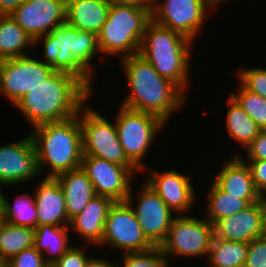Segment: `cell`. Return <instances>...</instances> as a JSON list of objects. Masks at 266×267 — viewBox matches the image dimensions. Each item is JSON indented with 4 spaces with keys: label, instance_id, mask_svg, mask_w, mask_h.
Returning <instances> with one entry per match:
<instances>
[{
    "label": "cell",
    "instance_id": "cell-6",
    "mask_svg": "<svg viewBox=\"0 0 266 267\" xmlns=\"http://www.w3.org/2000/svg\"><path fill=\"white\" fill-rule=\"evenodd\" d=\"M50 34L56 38V47L60 49L57 56V71L70 73L80 79L93 92L95 75L92 60L101 52L97 35L93 32L78 30L67 24L52 29Z\"/></svg>",
    "mask_w": 266,
    "mask_h": 267
},
{
    "label": "cell",
    "instance_id": "cell-9",
    "mask_svg": "<svg viewBox=\"0 0 266 267\" xmlns=\"http://www.w3.org/2000/svg\"><path fill=\"white\" fill-rule=\"evenodd\" d=\"M213 237L214 226L207 219L180 214L173 219L166 239L159 247L170 264L172 256H208Z\"/></svg>",
    "mask_w": 266,
    "mask_h": 267
},
{
    "label": "cell",
    "instance_id": "cell-23",
    "mask_svg": "<svg viewBox=\"0 0 266 267\" xmlns=\"http://www.w3.org/2000/svg\"><path fill=\"white\" fill-rule=\"evenodd\" d=\"M60 183L66 202L69 221L88 205L96 196L93 184L87 174L80 168L63 172L55 177Z\"/></svg>",
    "mask_w": 266,
    "mask_h": 267
},
{
    "label": "cell",
    "instance_id": "cell-38",
    "mask_svg": "<svg viewBox=\"0 0 266 267\" xmlns=\"http://www.w3.org/2000/svg\"><path fill=\"white\" fill-rule=\"evenodd\" d=\"M256 190L266 197V160H246ZM248 162V163H247Z\"/></svg>",
    "mask_w": 266,
    "mask_h": 267
},
{
    "label": "cell",
    "instance_id": "cell-16",
    "mask_svg": "<svg viewBox=\"0 0 266 267\" xmlns=\"http://www.w3.org/2000/svg\"><path fill=\"white\" fill-rule=\"evenodd\" d=\"M38 159L31 135L0 145V187L13 186L37 178ZM37 176V177H36Z\"/></svg>",
    "mask_w": 266,
    "mask_h": 267
},
{
    "label": "cell",
    "instance_id": "cell-42",
    "mask_svg": "<svg viewBox=\"0 0 266 267\" xmlns=\"http://www.w3.org/2000/svg\"><path fill=\"white\" fill-rule=\"evenodd\" d=\"M86 267H119L118 262L113 263L107 261L105 258L100 257V258H93L90 256V259L88 260Z\"/></svg>",
    "mask_w": 266,
    "mask_h": 267
},
{
    "label": "cell",
    "instance_id": "cell-31",
    "mask_svg": "<svg viewBox=\"0 0 266 267\" xmlns=\"http://www.w3.org/2000/svg\"><path fill=\"white\" fill-rule=\"evenodd\" d=\"M239 91L231 96L253 119L261 130H266V99L258 94L246 90L241 84Z\"/></svg>",
    "mask_w": 266,
    "mask_h": 267
},
{
    "label": "cell",
    "instance_id": "cell-26",
    "mask_svg": "<svg viewBox=\"0 0 266 267\" xmlns=\"http://www.w3.org/2000/svg\"><path fill=\"white\" fill-rule=\"evenodd\" d=\"M1 192L0 211L3 221L16 225L35 229L37 226V209L34 194L24 193L16 195L12 205Z\"/></svg>",
    "mask_w": 266,
    "mask_h": 267
},
{
    "label": "cell",
    "instance_id": "cell-4",
    "mask_svg": "<svg viewBox=\"0 0 266 267\" xmlns=\"http://www.w3.org/2000/svg\"><path fill=\"white\" fill-rule=\"evenodd\" d=\"M193 43L180 33L151 20L143 35L139 55L162 77L174 82L186 93L190 84Z\"/></svg>",
    "mask_w": 266,
    "mask_h": 267
},
{
    "label": "cell",
    "instance_id": "cell-15",
    "mask_svg": "<svg viewBox=\"0 0 266 267\" xmlns=\"http://www.w3.org/2000/svg\"><path fill=\"white\" fill-rule=\"evenodd\" d=\"M12 19L35 41L66 21V0H25Z\"/></svg>",
    "mask_w": 266,
    "mask_h": 267
},
{
    "label": "cell",
    "instance_id": "cell-8",
    "mask_svg": "<svg viewBox=\"0 0 266 267\" xmlns=\"http://www.w3.org/2000/svg\"><path fill=\"white\" fill-rule=\"evenodd\" d=\"M95 108L84 105L79 111L83 156H95L123 166H135L125 155L115 122Z\"/></svg>",
    "mask_w": 266,
    "mask_h": 267
},
{
    "label": "cell",
    "instance_id": "cell-20",
    "mask_svg": "<svg viewBox=\"0 0 266 267\" xmlns=\"http://www.w3.org/2000/svg\"><path fill=\"white\" fill-rule=\"evenodd\" d=\"M35 188L34 197L37 209V226H69L66 213V200L56 178L44 177Z\"/></svg>",
    "mask_w": 266,
    "mask_h": 267
},
{
    "label": "cell",
    "instance_id": "cell-22",
    "mask_svg": "<svg viewBox=\"0 0 266 267\" xmlns=\"http://www.w3.org/2000/svg\"><path fill=\"white\" fill-rule=\"evenodd\" d=\"M110 0H66V23L98 35L108 18Z\"/></svg>",
    "mask_w": 266,
    "mask_h": 267
},
{
    "label": "cell",
    "instance_id": "cell-33",
    "mask_svg": "<svg viewBox=\"0 0 266 267\" xmlns=\"http://www.w3.org/2000/svg\"><path fill=\"white\" fill-rule=\"evenodd\" d=\"M239 83L248 91L266 99V68H241L237 70Z\"/></svg>",
    "mask_w": 266,
    "mask_h": 267
},
{
    "label": "cell",
    "instance_id": "cell-7",
    "mask_svg": "<svg viewBox=\"0 0 266 267\" xmlns=\"http://www.w3.org/2000/svg\"><path fill=\"white\" fill-rule=\"evenodd\" d=\"M120 106L114 120L118 139L126 157L142 172L147 167L143 159L166 123L153 114Z\"/></svg>",
    "mask_w": 266,
    "mask_h": 267
},
{
    "label": "cell",
    "instance_id": "cell-28",
    "mask_svg": "<svg viewBox=\"0 0 266 267\" xmlns=\"http://www.w3.org/2000/svg\"><path fill=\"white\" fill-rule=\"evenodd\" d=\"M229 109L226 115V127L230 138L235 139L242 146H247L260 133L261 129L245 110L230 96Z\"/></svg>",
    "mask_w": 266,
    "mask_h": 267
},
{
    "label": "cell",
    "instance_id": "cell-19",
    "mask_svg": "<svg viewBox=\"0 0 266 267\" xmlns=\"http://www.w3.org/2000/svg\"><path fill=\"white\" fill-rule=\"evenodd\" d=\"M212 182L222 191L250 203L260 201L263 197L256 190L248 165L240 153L233 155L222 169L213 177Z\"/></svg>",
    "mask_w": 266,
    "mask_h": 267
},
{
    "label": "cell",
    "instance_id": "cell-5",
    "mask_svg": "<svg viewBox=\"0 0 266 267\" xmlns=\"http://www.w3.org/2000/svg\"><path fill=\"white\" fill-rule=\"evenodd\" d=\"M152 9L111 2L108 18L97 35L101 54L125 58L139 54Z\"/></svg>",
    "mask_w": 266,
    "mask_h": 267
},
{
    "label": "cell",
    "instance_id": "cell-24",
    "mask_svg": "<svg viewBox=\"0 0 266 267\" xmlns=\"http://www.w3.org/2000/svg\"><path fill=\"white\" fill-rule=\"evenodd\" d=\"M69 230V226H36L34 247L43 254L48 266L55 264L72 247L69 242Z\"/></svg>",
    "mask_w": 266,
    "mask_h": 267
},
{
    "label": "cell",
    "instance_id": "cell-17",
    "mask_svg": "<svg viewBox=\"0 0 266 267\" xmlns=\"http://www.w3.org/2000/svg\"><path fill=\"white\" fill-rule=\"evenodd\" d=\"M214 237L228 241L250 243L266 234V200L251 203L240 212L218 220Z\"/></svg>",
    "mask_w": 266,
    "mask_h": 267
},
{
    "label": "cell",
    "instance_id": "cell-43",
    "mask_svg": "<svg viewBox=\"0 0 266 267\" xmlns=\"http://www.w3.org/2000/svg\"><path fill=\"white\" fill-rule=\"evenodd\" d=\"M226 2L228 0H208V2L216 9L217 7H219L218 5H220V3L222 4L223 2Z\"/></svg>",
    "mask_w": 266,
    "mask_h": 267
},
{
    "label": "cell",
    "instance_id": "cell-3",
    "mask_svg": "<svg viewBox=\"0 0 266 267\" xmlns=\"http://www.w3.org/2000/svg\"><path fill=\"white\" fill-rule=\"evenodd\" d=\"M30 135L36 150L40 174H44L43 166L50 167L44 177L55 178L63 172L81 167L83 150L79 113L62 121L35 126Z\"/></svg>",
    "mask_w": 266,
    "mask_h": 267
},
{
    "label": "cell",
    "instance_id": "cell-10",
    "mask_svg": "<svg viewBox=\"0 0 266 267\" xmlns=\"http://www.w3.org/2000/svg\"><path fill=\"white\" fill-rule=\"evenodd\" d=\"M106 244V245H105ZM109 246L124 253L144 252L154 245L142 231L127 201H115L109 208L100 246Z\"/></svg>",
    "mask_w": 266,
    "mask_h": 267
},
{
    "label": "cell",
    "instance_id": "cell-21",
    "mask_svg": "<svg viewBox=\"0 0 266 267\" xmlns=\"http://www.w3.org/2000/svg\"><path fill=\"white\" fill-rule=\"evenodd\" d=\"M114 201L106 196H94L82 212L74 216L69 223V229L85 239L84 242L100 245L103 237L105 221L110 206Z\"/></svg>",
    "mask_w": 266,
    "mask_h": 267
},
{
    "label": "cell",
    "instance_id": "cell-18",
    "mask_svg": "<svg viewBox=\"0 0 266 267\" xmlns=\"http://www.w3.org/2000/svg\"><path fill=\"white\" fill-rule=\"evenodd\" d=\"M146 168L141 172L148 174L145 178L146 183L174 213L184 214L194 207V202L197 201L195 196L197 195L191 183V176L189 177L187 173H178L174 168L159 173L156 170Z\"/></svg>",
    "mask_w": 266,
    "mask_h": 267
},
{
    "label": "cell",
    "instance_id": "cell-29",
    "mask_svg": "<svg viewBox=\"0 0 266 267\" xmlns=\"http://www.w3.org/2000/svg\"><path fill=\"white\" fill-rule=\"evenodd\" d=\"M210 185L207 199L208 209L204 218L213 225L218 220L236 214L251 204L246 199L238 198V196L220 190L213 182Z\"/></svg>",
    "mask_w": 266,
    "mask_h": 267
},
{
    "label": "cell",
    "instance_id": "cell-13",
    "mask_svg": "<svg viewBox=\"0 0 266 267\" xmlns=\"http://www.w3.org/2000/svg\"><path fill=\"white\" fill-rule=\"evenodd\" d=\"M81 169L92 182L95 194L114 202L127 200L132 177L140 171L136 166H123L95 156H82Z\"/></svg>",
    "mask_w": 266,
    "mask_h": 267
},
{
    "label": "cell",
    "instance_id": "cell-34",
    "mask_svg": "<svg viewBox=\"0 0 266 267\" xmlns=\"http://www.w3.org/2000/svg\"><path fill=\"white\" fill-rule=\"evenodd\" d=\"M3 267H48V265L44 261L43 254L33 246L16 254Z\"/></svg>",
    "mask_w": 266,
    "mask_h": 267
},
{
    "label": "cell",
    "instance_id": "cell-36",
    "mask_svg": "<svg viewBox=\"0 0 266 267\" xmlns=\"http://www.w3.org/2000/svg\"><path fill=\"white\" fill-rule=\"evenodd\" d=\"M86 246L85 244L84 248H78L72 246L67 252H65L59 260L53 264L51 267H86V264L90 257H87L88 255H85L86 252Z\"/></svg>",
    "mask_w": 266,
    "mask_h": 267
},
{
    "label": "cell",
    "instance_id": "cell-40",
    "mask_svg": "<svg viewBox=\"0 0 266 267\" xmlns=\"http://www.w3.org/2000/svg\"><path fill=\"white\" fill-rule=\"evenodd\" d=\"M25 0H0V15H10Z\"/></svg>",
    "mask_w": 266,
    "mask_h": 267
},
{
    "label": "cell",
    "instance_id": "cell-41",
    "mask_svg": "<svg viewBox=\"0 0 266 267\" xmlns=\"http://www.w3.org/2000/svg\"><path fill=\"white\" fill-rule=\"evenodd\" d=\"M111 2L122 5H133L136 7L152 9L154 0H110Z\"/></svg>",
    "mask_w": 266,
    "mask_h": 267
},
{
    "label": "cell",
    "instance_id": "cell-1",
    "mask_svg": "<svg viewBox=\"0 0 266 267\" xmlns=\"http://www.w3.org/2000/svg\"><path fill=\"white\" fill-rule=\"evenodd\" d=\"M92 93L94 92L74 75L54 71L14 106L35 127L77 115Z\"/></svg>",
    "mask_w": 266,
    "mask_h": 267
},
{
    "label": "cell",
    "instance_id": "cell-12",
    "mask_svg": "<svg viewBox=\"0 0 266 267\" xmlns=\"http://www.w3.org/2000/svg\"><path fill=\"white\" fill-rule=\"evenodd\" d=\"M54 70L30 55L0 61V94L13 106Z\"/></svg>",
    "mask_w": 266,
    "mask_h": 267
},
{
    "label": "cell",
    "instance_id": "cell-39",
    "mask_svg": "<svg viewBox=\"0 0 266 267\" xmlns=\"http://www.w3.org/2000/svg\"><path fill=\"white\" fill-rule=\"evenodd\" d=\"M245 150L247 160H266V130H261Z\"/></svg>",
    "mask_w": 266,
    "mask_h": 267
},
{
    "label": "cell",
    "instance_id": "cell-2",
    "mask_svg": "<svg viewBox=\"0 0 266 267\" xmlns=\"http://www.w3.org/2000/svg\"><path fill=\"white\" fill-rule=\"evenodd\" d=\"M130 92L122 106L153 114L165 123L188 100L174 82L162 77L141 55L121 59Z\"/></svg>",
    "mask_w": 266,
    "mask_h": 267
},
{
    "label": "cell",
    "instance_id": "cell-35",
    "mask_svg": "<svg viewBox=\"0 0 266 267\" xmlns=\"http://www.w3.org/2000/svg\"><path fill=\"white\" fill-rule=\"evenodd\" d=\"M243 267H266V234L249 243Z\"/></svg>",
    "mask_w": 266,
    "mask_h": 267
},
{
    "label": "cell",
    "instance_id": "cell-14",
    "mask_svg": "<svg viewBox=\"0 0 266 267\" xmlns=\"http://www.w3.org/2000/svg\"><path fill=\"white\" fill-rule=\"evenodd\" d=\"M142 186L137 194V206L133 203L132 187L126 201L131 205L147 239L154 246H160L166 239L175 213L146 182Z\"/></svg>",
    "mask_w": 266,
    "mask_h": 267
},
{
    "label": "cell",
    "instance_id": "cell-25",
    "mask_svg": "<svg viewBox=\"0 0 266 267\" xmlns=\"http://www.w3.org/2000/svg\"><path fill=\"white\" fill-rule=\"evenodd\" d=\"M33 46V39L10 15H0V61L26 56Z\"/></svg>",
    "mask_w": 266,
    "mask_h": 267
},
{
    "label": "cell",
    "instance_id": "cell-32",
    "mask_svg": "<svg viewBox=\"0 0 266 267\" xmlns=\"http://www.w3.org/2000/svg\"><path fill=\"white\" fill-rule=\"evenodd\" d=\"M119 267H171L159 246L144 252L123 253Z\"/></svg>",
    "mask_w": 266,
    "mask_h": 267
},
{
    "label": "cell",
    "instance_id": "cell-11",
    "mask_svg": "<svg viewBox=\"0 0 266 267\" xmlns=\"http://www.w3.org/2000/svg\"><path fill=\"white\" fill-rule=\"evenodd\" d=\"M209 9L215 8L208 0H154L151 16L157 24L194 42L201 32L202 24L206 23Z\"/></svg>",
    "mask_w": 266,
    "mask_h": 267
},
{
    "label": "cell",
    "instance_id": "cell-37",
    "mask_svg": "<svg viewBox=\"0 0 266 267\" xmlns=\"http://www.w3.org/2000/svg\"><path fill=\"white\" fill-rule=\"evenodd\" d=\"M43 42V43H42ZM42 43L43 45V61L45 64L52 67L54 71H57V56L60 52V49L56 47V38H54L50 33L37 38L34 41V47L37 44Z\"/></svg>",
    "mask_w": 266,
    "mask_h": 267
},
{
    "label": "cell",
    "instance_id": "cell-27",
    "mask_svg": "<svg viewBox=\"0 0 266 267\" xmlns=\"http://www.w3.org/2000/svg\"><path fill=\"white\" fill-rule=\"evenodd\" d=\"M35 229L0 222V262L4 265L22 250L34 246Z\"/></svg>",
    "mask_w": 266,
    "mask_h": 267
},
{
    "label": "cell",
    "instance_id": "cell-30",
    "mask_svg": "<svg viewBox=\"0 0 266 267\" xmlns=\"http://www.w3.org/2000/svg\"><path fill=\"white\" fill-rule=\"evenodd\" d=\"M249 243L228 241L213 237L208 253V265L216 267H243Z\"/></svg>",
    "mask_w": 266,
    "mask_h": 267
}]
</instances>
